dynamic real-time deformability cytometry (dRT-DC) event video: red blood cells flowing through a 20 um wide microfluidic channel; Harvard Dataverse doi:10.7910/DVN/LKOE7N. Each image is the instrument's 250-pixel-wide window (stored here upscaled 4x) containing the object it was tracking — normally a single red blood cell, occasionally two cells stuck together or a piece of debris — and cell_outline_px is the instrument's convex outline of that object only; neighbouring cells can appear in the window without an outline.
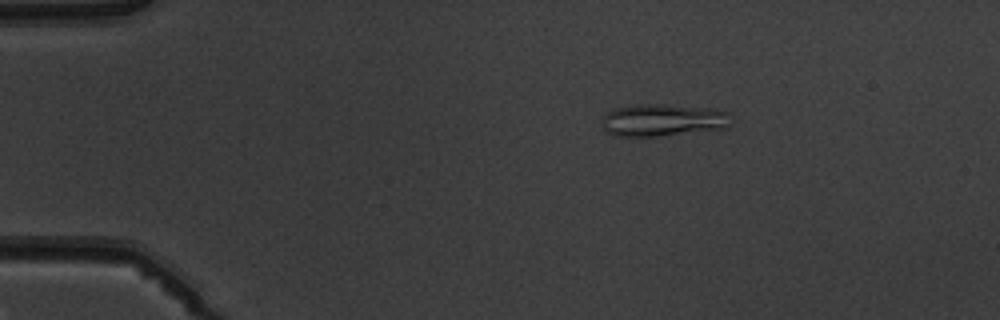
{"species": "common noctule bat (a hibernating species)", "species_latin": "Nyctalus noctula", "temperature_condition": "warm", "stored_images_in_passage": 6, "camera_frame_rate_fps": 3000, "um_per_image_px": 0.085, "animal": {"sex": "male", "body_mass_g": 19.5, "forearm_length_mm": 54.6}, "frame": {"image": 1, "passage_image": 1, "time_ms": 0.0, "image_size_px": [1000, 320], "cell_outline_px": [[728, 128], [660, 136], [612, 136], [604, 128], [600, 116], [612, 108], [636, 104], [656, 104], [708, 108], [728, 112]], "centroid_in_image_um": [56.25, 10.21], "position_along_channel_um": 28.8, "area_um2": 24.33}}
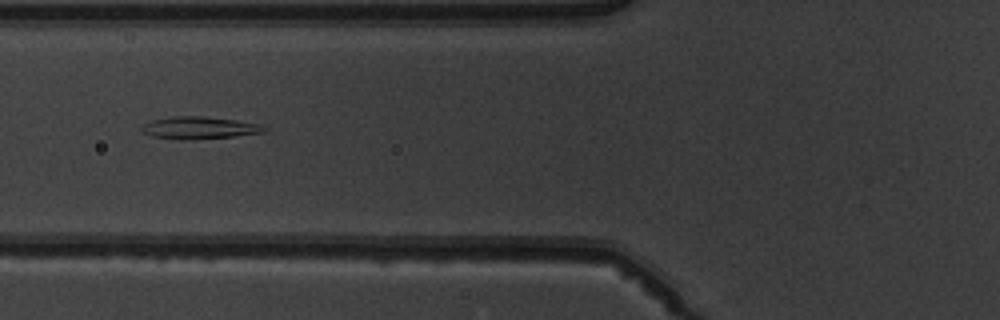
{"frame": {"image": 2, "passage_image": 4, "time_ms": 3.667, "image_size_px": [1000, 320], "cell_outline_px": [[268, 128], [264, 132], [236, 136], [184, 140], [180, 140], [152, 136], [140, 132], [140, 124], [152, 120], [172, 116], [200, 116], [236, 120], [260, 124]], "centroid_in_image_um": [16.88, 10.86], "position_along_channel_um": 108.9, "area_um2": 16.07}}
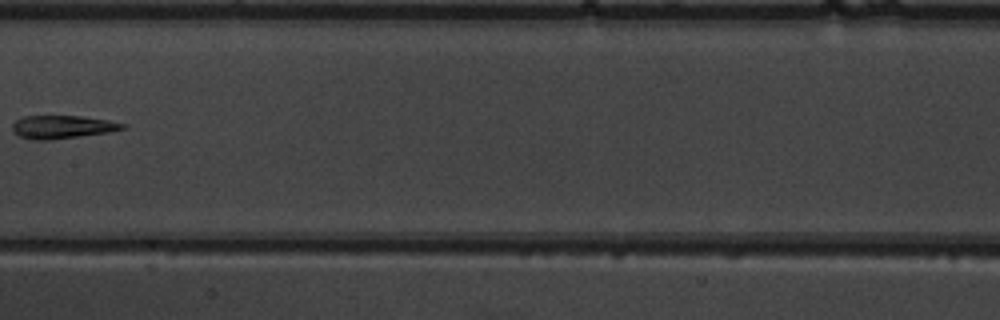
{"frame": {"image": 3, "passage_image": 6, "time_ms": 6.0, "image_size_px": [1000, 320], "cell_outline_px": [[128, 128], [108, 132], [80, 136], [48, 140], [32, 140], [20, 136], [12, 132], [12, 124], [16, 120], [24, 116], [80, 116], [108, 120], [128, 124]], "centroid_in_image_um": [5.31, 10.79], "position_along_channel_um": 202.1, "area_um2": 14.91}}